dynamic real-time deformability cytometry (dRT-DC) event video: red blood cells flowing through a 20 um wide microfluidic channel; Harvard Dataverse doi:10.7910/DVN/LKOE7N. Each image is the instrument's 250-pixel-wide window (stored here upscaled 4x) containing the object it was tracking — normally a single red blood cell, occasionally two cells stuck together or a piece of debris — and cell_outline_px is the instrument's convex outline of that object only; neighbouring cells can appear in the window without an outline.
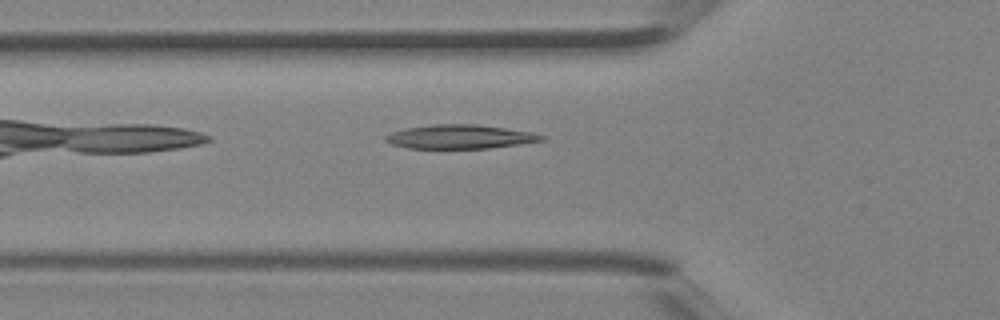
{"species": "Egyptian fruit bat (a non-hibernating species)", "species_latin": "Rousettus aegyptiacus", "temperature_condition": "room temperature", "stored_images_in_passage": 4, "camera_frame_rate_fps": 3000, "um_per_image_px": 0.085, "animal": {"sex": "female"}, "frame": {"image": 1, "passage_image": 4, "time_ms": 1.0, "image_size_px": [1000, 320], "cell_outline_px": [[544, 140], [488, 148], [408, 148], [392, 144], [384, 140], [384, 136], [392, 132], [404, 128], [432, 124], [476, 124], [532, 132], [544, 136]], "centroid_in_image_um": [39.04, 11.61], "position_along_channel_um": 86.8, "area_um2": 21.56}}